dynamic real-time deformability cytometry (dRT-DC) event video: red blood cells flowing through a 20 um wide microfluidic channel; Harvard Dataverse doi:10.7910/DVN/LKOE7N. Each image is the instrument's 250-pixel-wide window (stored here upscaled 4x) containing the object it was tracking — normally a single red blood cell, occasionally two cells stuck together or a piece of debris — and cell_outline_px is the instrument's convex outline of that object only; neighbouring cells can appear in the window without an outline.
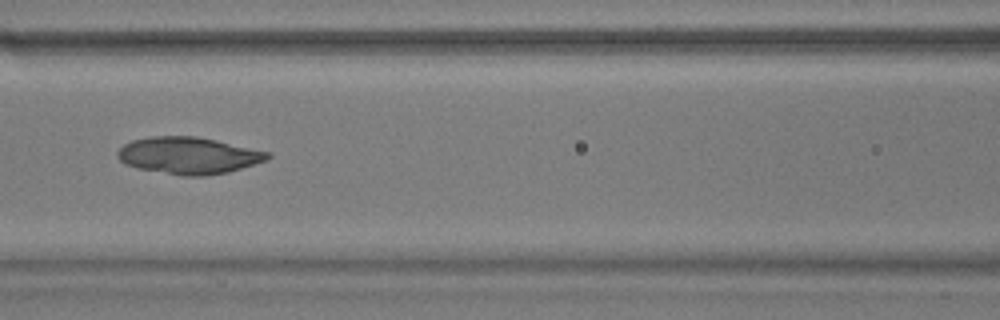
{"species": "common noctule bat (a hibernating species)", "species_latin": "Nyctalus noctula", "temperature_condition": "warm", "stored_images_in_passage": 6, "camera_frame_rate_fps": 3000, "um_per_image_px": 0.085, "animal": {"sex": "male", "body_mass_g": 17.9}, "frame": {"image": 1, "passage_image": 4, "time_ms": 1.0, "image_size_px": [1000, 320], "cell_outline_px": [[272, 156], [268, 160], [228, 172], [204, 176], [180, 176], [136, 168], [124, 164], [116, 156], [116, 152], [124, 144], [132, 140], [152, 136], [196, 136], [216, 140], [268, 152]], "centroid_in_image_um": [15.99, 13.22], "position_along_channel_um": 150.6, "area_um2": 32.37}}